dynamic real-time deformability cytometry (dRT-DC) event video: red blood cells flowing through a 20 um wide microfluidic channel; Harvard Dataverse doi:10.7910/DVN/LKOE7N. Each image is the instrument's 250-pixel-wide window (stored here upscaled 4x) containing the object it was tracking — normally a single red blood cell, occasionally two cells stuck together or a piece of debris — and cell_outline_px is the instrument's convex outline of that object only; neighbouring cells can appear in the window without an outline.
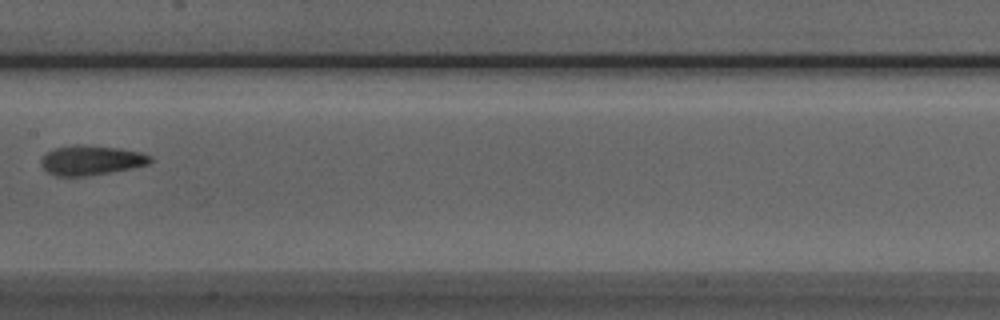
{"species": "Egyptian fruit bat (a non-hibernating species)", "species_latin": "Rousettus aegyptiacus", "temperature_condition": "room temperature", "stored_images_in_passage": 8, "segment_of_instrument_passage": [2, 2], "camera_frame_rate_fps": 3000, "um_per_image_px": 0.085, "animal": {"sex": "male"}, "frame": {"image": 1, "passage_image": 7, "time_ms": 7.0, "image_size_px": [1000, 320], "cell_outline_px": [[152, 160], [148, 164], [132, 168], [84, 176], [56, 176], [48, 172], [40, 164], [40, 160], [48, 152], [56, 148], [76, 144], [84, 144], [116, 148], [140, 152], [152, 156]], "centroid_in_image_um": [7.74, 13.62], "position_along_channel_um": 199.7, "area_um2": 18.67}}
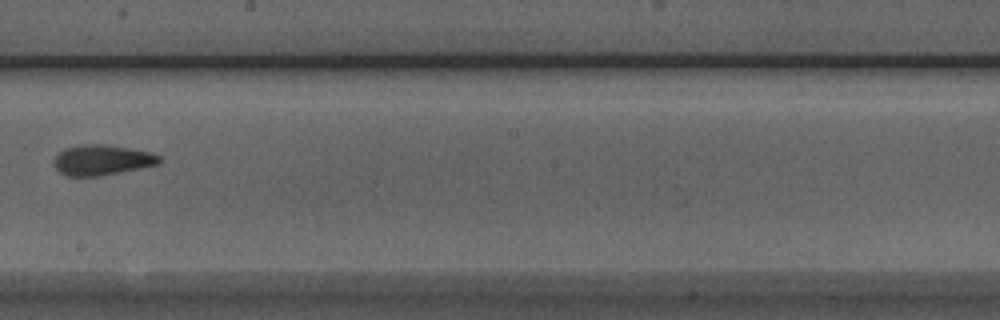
{"frame": {"image": 2, "passage_image": 8, "time_ms": 8.0, "image_size_px": [1000, 320], "cell_outline_px": [[164, 160], [160, 164], [100, 176], [64, 176], [52, 164], [52, 160], [64, 148], [80, 144], [108, 144], [152, 152], [160, 156]], "centroid_in_image_um": [8.68, 13.59], "position_along_channel_um": 239.5, "area_um2": 19.02}}